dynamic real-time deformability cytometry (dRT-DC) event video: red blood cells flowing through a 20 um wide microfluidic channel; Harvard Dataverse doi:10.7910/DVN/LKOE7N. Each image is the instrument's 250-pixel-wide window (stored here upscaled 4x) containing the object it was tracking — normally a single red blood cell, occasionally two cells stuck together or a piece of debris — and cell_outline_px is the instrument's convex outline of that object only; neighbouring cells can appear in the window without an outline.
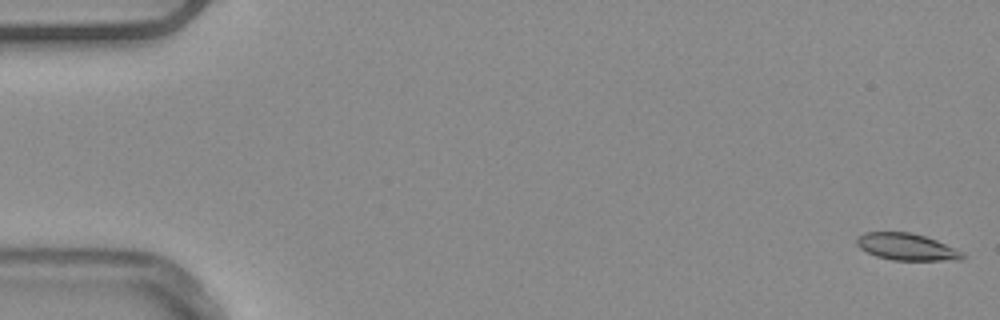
{"species": "common noctule bat (a hibernating species)", "species_latin": "Nyctalus noctula", "temperature_condition": "warm", "stored_images_in_passage": 53, "camera_frame_rate_fps": 3000, "um_per_image_px": 0.085, "animal": {"sex": "male", "body_mass_g": 20.4}, "frame": {"image": 1, "passage_image": 1, "time_ms": 0.0, "image_size_px": [1000, 320], "cell_outline_px": [[964, 260], [892, 260], [876, 256], [860, 248], [856, 244], [856, 240], [864, 232], [912, 232], [936, 240], [964, 252]], "centroid_in_image_um": [77.08, 20.98], "position_along_channel_um": 7.9, "area_um2": 16.53}}
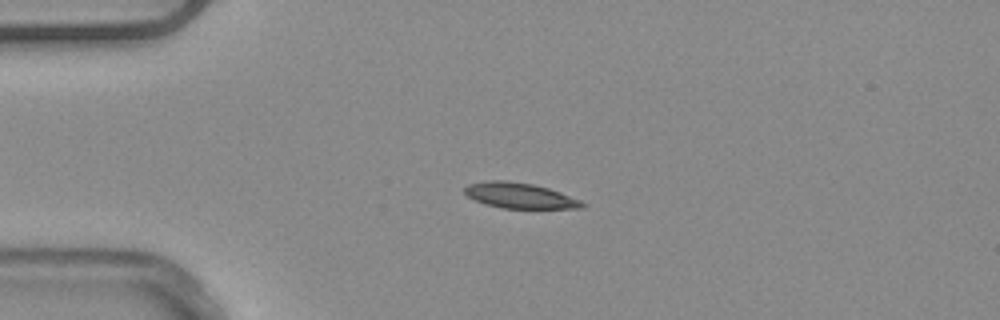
{"frame": {"image": 2, "passage_image": 13, "time_ms": 4.0, "image_size_px": [1000, 320], "cell_outline_px": [[588, 204], [584, 208], [504, 208], [484, 204], [468, 196], [464, 192], [464, 188], [468, 184], [488, 180], [508, 180], [532, 184], [548, 188], [560, 192], [580, 200]], "centroid_in_image_um": [44.18, 16.62], "position_along_channel_um": 40.8, "area_um2": 17.46}}
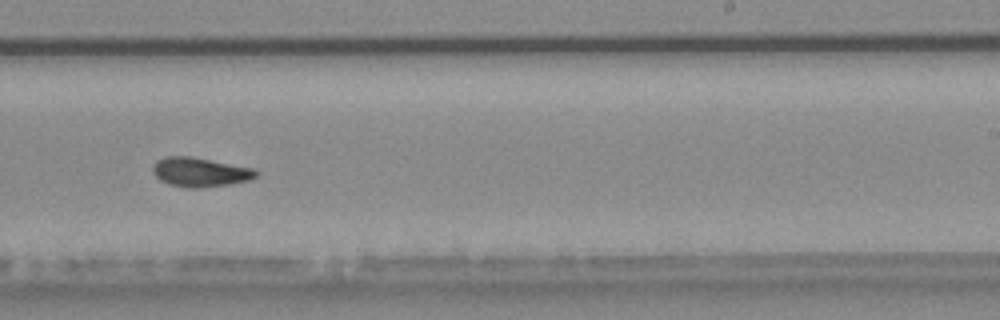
{"frame": {"image": 3, "passage_image": 33, "time_ms": 10.667, "image_size_px": [1000, 320], "cell_outline_px": [[260, 172], [256, 176], [248, 180], [228, 184], [200, 188], [188, 188], [168, 184], [160, 180], [156, 176], [152, 168], [152, 164], [156, 160], [168, 156], [192, 156], [256, 168]], "centroid_in_image_um": [17.02, 14.62], "position_along_channel_um": 272.0, "area_um2": 17.8}, "authors_computed_cell_mechanics": {"area_um2": 17.2822, "velocity_mm_per_s": 3.9019, "shape_relaxation_time_tau1_ms": null, "shape_relaxation_time_tau2_ms": 6.2996, "deformation_change_tau1": null, "deformation_change_tau2": 0.0944}}